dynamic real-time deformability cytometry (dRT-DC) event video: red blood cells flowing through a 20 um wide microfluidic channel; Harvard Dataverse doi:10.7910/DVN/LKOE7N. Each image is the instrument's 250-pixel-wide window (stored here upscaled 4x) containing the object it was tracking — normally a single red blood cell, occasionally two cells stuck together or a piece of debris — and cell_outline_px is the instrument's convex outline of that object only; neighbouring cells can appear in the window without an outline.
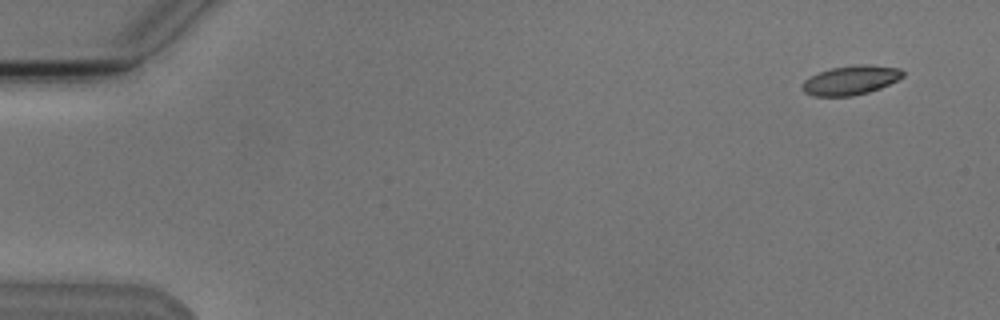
{"species": "Egyptian fruit bat (a non-hibernating species)", "species_latin": "Rousettus aegyptiacus", "temperature_condition": "cold", "stored_images_in_passage": 5, "segment_of_instrument_passage": [2, 2], "camera_frame_rate_fps": 3000, "um_per_image_px": 0.085, "animal": {"sex": "male"}, "frame": {"image": 1, "passage_image": 5, "time_ms": 5.667, "image_size_px": [1000, 320], "cell_outline_px": [[904, 76], [880, 88], [868, 92], [852, 96], [812, 96], [804, 92], [800, 88], [800, 84], [804, 80], [820, 72], [832, 68], [856, 64], [868, 64], [900, 68], [904, 72]], "centroid_in_image_um": [72.29, 6.82], "position_along_channel_um": 12.7, "area_um2": 17.17}}